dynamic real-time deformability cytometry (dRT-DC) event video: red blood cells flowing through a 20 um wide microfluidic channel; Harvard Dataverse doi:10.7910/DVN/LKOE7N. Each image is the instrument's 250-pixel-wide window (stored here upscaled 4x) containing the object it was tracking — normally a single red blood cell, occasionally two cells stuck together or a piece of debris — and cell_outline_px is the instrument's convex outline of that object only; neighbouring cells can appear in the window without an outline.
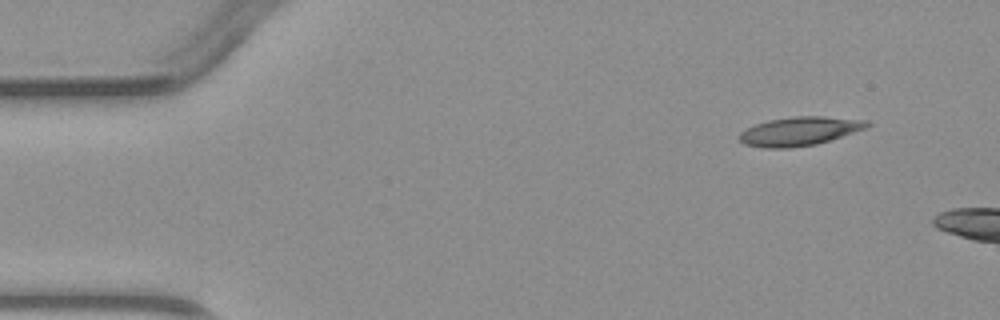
{"species": "common noctule bat (a hibernating species)", "species_latin": "Nyctalus noctula", "temperature_condition": "warm", "stored_images_in_passage": 2, "camera_frame_rate_fps": 3000, "um_per_image_px": 0.085, "animal": {"sex": "male", "body_mass_g": 23.1, "forearm_length_mm": 52.7}, "frame": {"image": 1, "passage_image": 1, "time_ms": 0.0, "image_size_px": [1000, 320], "cell_outline_px": [[872, 124], [864, 128], [816, 144], [788, 148], [764, 148], [744, 144], [740, 140], [740, 132], [756, 124], [768, 120], [796, 116], [824, 116], [868, 120]], "centroid_in_image_um": [67.94, 11.14], "position_along_channel_um": 17.1, "area_um2": 21.1}}